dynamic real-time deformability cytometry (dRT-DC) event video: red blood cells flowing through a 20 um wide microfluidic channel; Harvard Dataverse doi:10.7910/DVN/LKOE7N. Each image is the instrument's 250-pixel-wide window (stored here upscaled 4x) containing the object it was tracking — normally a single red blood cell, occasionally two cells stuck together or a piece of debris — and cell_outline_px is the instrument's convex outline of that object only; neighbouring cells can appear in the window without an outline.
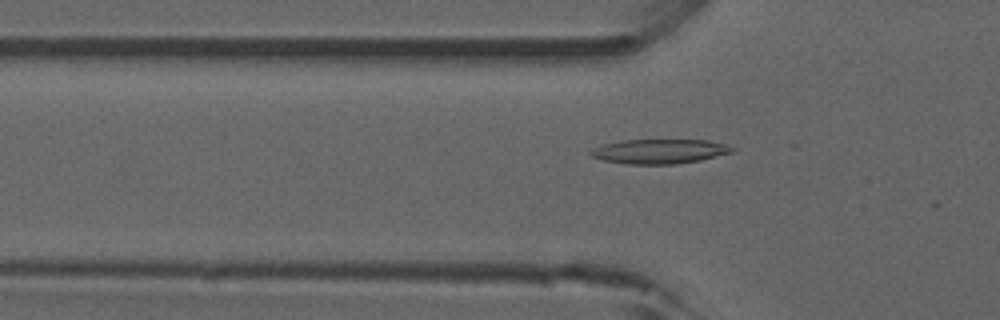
{"species": "common noctule bat (a hibernating species)", "species_latin": "Nyctalus noctula", "temperature_condition": "room temperature", "stored_images_in_passage": 11, "camera_frame_rate_fps": 3000, "um_per_image_px": 0.085, "animal": {"sex": "male", "forearm_length_mm": 52.5}, "frame": {"image": 1, "passage_image": 2, "time_ms": 0.333, "image_size_px": [1000, 320], "cell_outline_px": [[736, 152], [700, 160], [676, 164], [628, 164], [604, 160], [592, 156], [588, 152], [604, 144], [620, 140], [708, 140], [728, 144], [736, 148]], "centroid_in_image_um": [56.15, 12.86], "position_along_channel_um": 69.6, "area_um2": 20.29}}
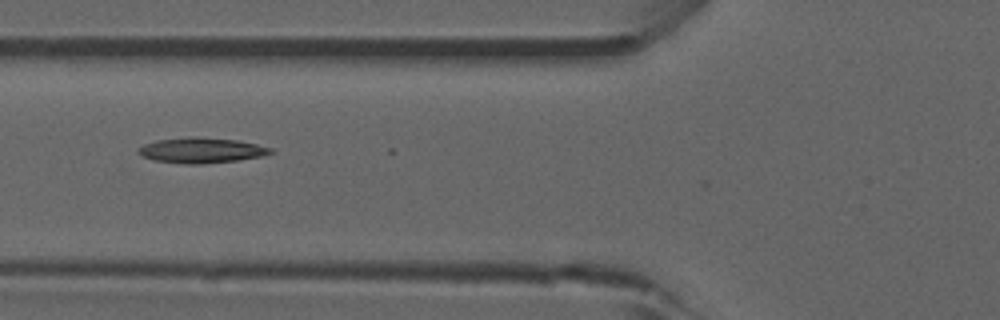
{"frame": {"image": 2, "passage_image": 5, "time_ms": 1.333, "image_size_px": [1000, 320], "cell_outline_px": [[272, 152], [260, 156], [240, 160], [204, 164], [188, 164], [152, 160], [136, 152], [136, 148], [144, 144], [156, 140], [192, 136], [196, 136], [236, 140], [256, 144], [272, 148]], "centroid_in_image_um": [17.06, 12.77], "position_along_channel_um": 108.7, "area_um2": 19.59}}